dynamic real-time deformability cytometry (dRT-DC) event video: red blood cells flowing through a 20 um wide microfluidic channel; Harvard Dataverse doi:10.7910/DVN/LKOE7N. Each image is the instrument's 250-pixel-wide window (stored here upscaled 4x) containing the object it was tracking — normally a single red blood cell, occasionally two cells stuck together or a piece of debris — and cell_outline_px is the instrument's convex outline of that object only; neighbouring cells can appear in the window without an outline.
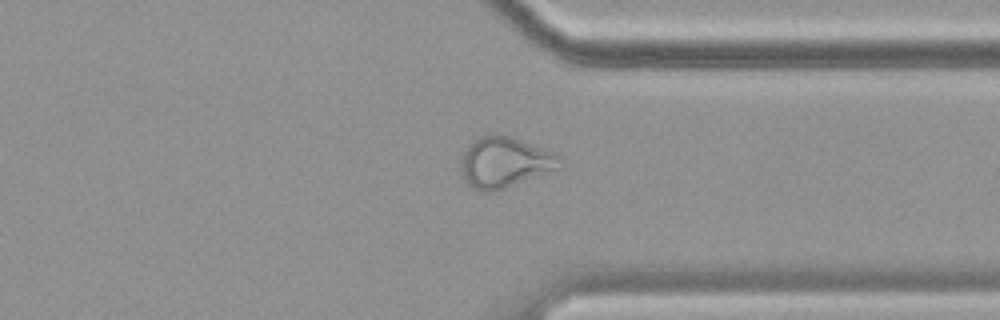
{"species": "common noctule bat (a hibernating species)", "species_latin": "Nyctalus noctula", "temperature_condition": "cold", "stored_images_in_passage": 56, "camera_frame_rate_fps": 3000, "um_per_image_px": 0.085, "animal": {"sex": "female", "body_mass_g": 19.9}, "frame": {"image": 1, "passage_image": 43, "time_ms": 14.0, "image_size_px": [1000, 320], "cell_outline_px": [[564, 168], [496, 192], [484, 192], [472, 188], [468, 184], [460, 172], [460, 168], [464, 152], [480, 136], [496, 132], [556, 152], [564, 160]], "centroid_in_image_um": [42.99, 13.83], "position_along_channel_um": 368.4, "area_um2": 29.88}}
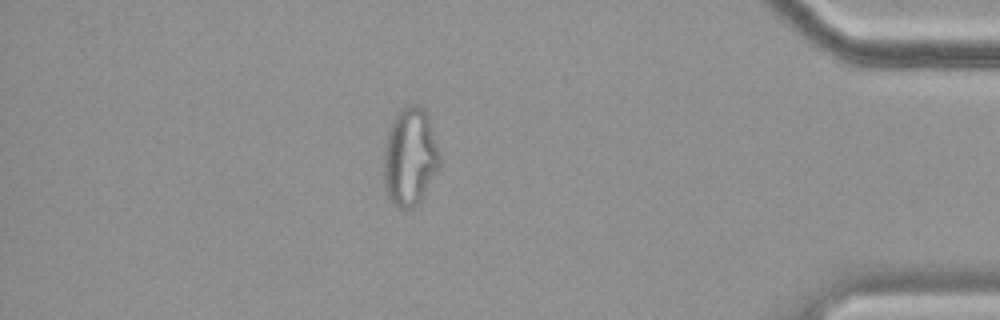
{"frame": {"image": 2, "passage_image": 49, "time_ms": 16.0, "image_size_px": [1000, 320], "cell_outline_px": [[440, 164], [436, 172], [420, 200], [412, 208], [400, 208], [388, 196], [384, 188], [384, 144], [392, 120], [400, 108], [408, 104], [420, 104], [424, 108], [428, 116], [440, 156]], "centroid_in_image_um": [34.83, 13.28], "position_along_channel_um": 400.4, "area_um2": 31.79}}